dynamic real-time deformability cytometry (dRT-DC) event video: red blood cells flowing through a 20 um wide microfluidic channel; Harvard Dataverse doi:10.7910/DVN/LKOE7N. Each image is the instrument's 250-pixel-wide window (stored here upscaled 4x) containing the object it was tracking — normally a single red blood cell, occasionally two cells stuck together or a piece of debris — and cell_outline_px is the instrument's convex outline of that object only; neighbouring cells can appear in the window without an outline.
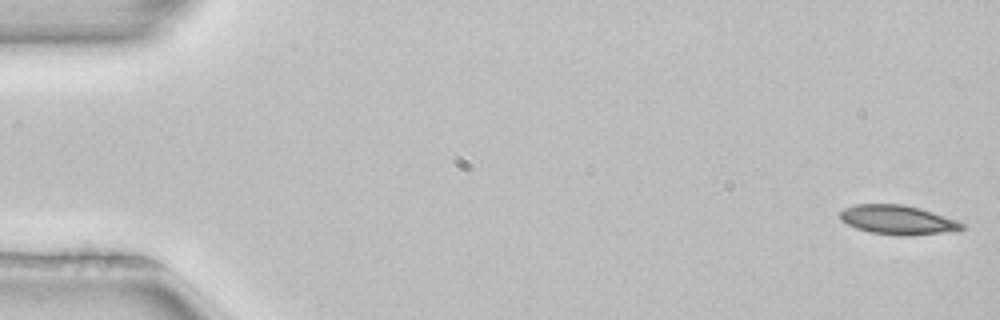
{"species": "common noctule bat (a hibernating species)", "species_latin": "Nyctalus noctula", "temperature_condition": "room temperature", "stored_images_in_passage": 51, "camera_frame_rate_fps": 3000, "um_per_image_px": 0.085, "animal": {"sex": "female", "body_mass_g": 22.7, "forearm_length_mm": 54.2}, "frame": {"image": 1, "passage_image": 1, "time_ms": 0.0, "image_size_px": [1000, 320], "cell_outline_px": [[964, 228], [940, 232], [900, 236], [872, 232], [856, 228], [840, 220], [840, 212], [844, 208], [856, 204], [904, 204], [920, 208], [956, 220], [964, 224]], "centroid_in_image_um": [76.24, 18.67], "position_along_channel_um": 8.8, "area_um2": 20.35}}
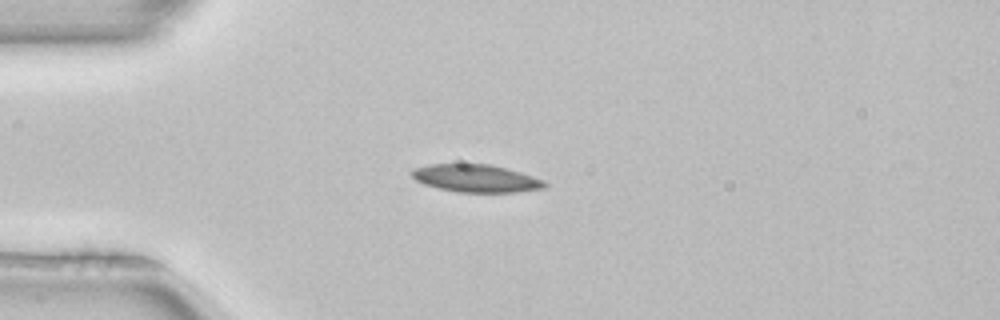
{"frame": {"image": 2, "passage_image": 13, "time_ms": 4.0, "image_size_px": [1000, 320], "cell_outline_px": [[548, 188], [516, 192], [460, 192], [440, 188], [424, 184], [416, 180], [408, 172], [412, 168], [428, 164], [488, 164], [520, 172], [544, 180], [548, 184]], "centroid_in_image_um": [40.45, 15.16], "position_along_channel_um": 44.5, "area_um2": 21.44}}
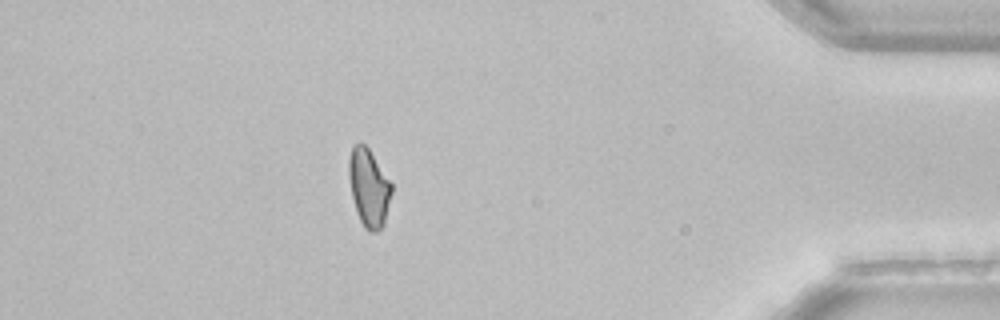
{"frame": {"image": 3, "passage_image": 45, "time_ms": 14.667, "image_size_px": [1000, 320], "cell_outline_px": [[392, 192], [384, 224], [376, 232], [368, 232], [364, 228], [356, 212], [352, 196], [348, 176], [348, 160], [352, 144], [364, 144], [368, 148], [392, 184]], "centroid_in_image_um": [31.33, 15.97], "position_along_channel_um": 403.9, "area_um2": 19.36}, "authors_computed_cell_mechanics": {"area_um2": 20.3456, "velocity_mm_per_s": 4.0045, "shape_relaxation_time_tau1_ms": 7.3293, "shape_relaxation_time_tau2_ms": null, "deformation_change_tau1": 0.1237, "deformation_change_tau2": null}}